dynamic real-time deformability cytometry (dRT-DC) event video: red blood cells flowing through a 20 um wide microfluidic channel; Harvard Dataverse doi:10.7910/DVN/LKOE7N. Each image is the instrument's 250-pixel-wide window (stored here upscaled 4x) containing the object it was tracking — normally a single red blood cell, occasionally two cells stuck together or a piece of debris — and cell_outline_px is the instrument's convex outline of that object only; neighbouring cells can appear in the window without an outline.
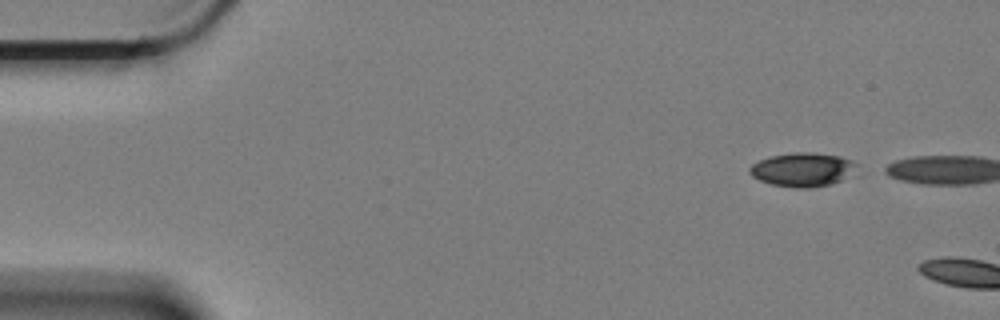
{"species": "Egyptian fruit bat (a non-hibernating species)", "species_latin": "Rousettus aegyptiacus", "temperature_condition": "cold", "stored_images_in_passage": 2, "camera_frame_rate_fps": 3000, "um_per_image_px": 0.085, "animal": {"sex": "female"}, "frame": {"image": 1, "passage_image": 1, "time_ms": 0.0, "image_size_px": [1000, 320], "cell_outline_px": [[860, 176], [832, 184], [812, 188], [796, 188], [772, 184], [760, 180], [752, 176], [748, 172], [748, 168], [752, 164], [768, 156], [792, 152], [812, 152], [840, 156], [856, 164]], "centroid_in_image_um": [68.31, 14.43], "position_along_channel_um": 16.7, "area_um2": 21.85}}